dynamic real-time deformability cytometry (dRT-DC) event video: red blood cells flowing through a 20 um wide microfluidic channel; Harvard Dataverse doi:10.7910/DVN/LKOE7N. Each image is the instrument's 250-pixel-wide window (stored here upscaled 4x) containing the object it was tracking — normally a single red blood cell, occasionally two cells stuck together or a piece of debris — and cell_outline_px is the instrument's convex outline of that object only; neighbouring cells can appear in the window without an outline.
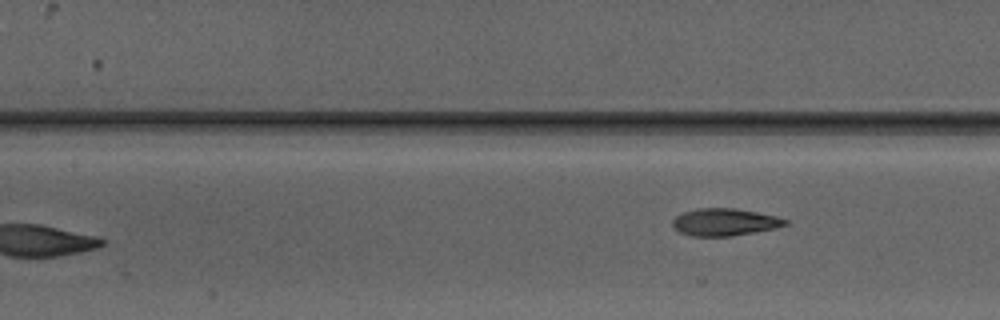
{"species": "Egyptian fruit bat (a non-hibernating species)", "species_latin": "Rousettus aegyptiacus", "temperature_condition": "warm", "stored_images_in_passage": 6, "camera_frame_rate_fps": 3000, "um_per_image_px": 0.085, "animal": {"sex": "male"}, "frame": {"image": 1, "passage_image": 6, "time_ms": 7.0, "image_size_px": [1000, 320], "cell_outline_px": [[788, 224], [776, 228], [732, 236], [692, 236], [680, 232], [672, 224], [672, 220], [676, 216], [684, 212], [696, 208], [736, 208], [776, 216], [788, 220]], "centroid_in_image_um": [61.6, 18.87], "position_along_channel_um": 145.8, "area_um2": 17.86}}